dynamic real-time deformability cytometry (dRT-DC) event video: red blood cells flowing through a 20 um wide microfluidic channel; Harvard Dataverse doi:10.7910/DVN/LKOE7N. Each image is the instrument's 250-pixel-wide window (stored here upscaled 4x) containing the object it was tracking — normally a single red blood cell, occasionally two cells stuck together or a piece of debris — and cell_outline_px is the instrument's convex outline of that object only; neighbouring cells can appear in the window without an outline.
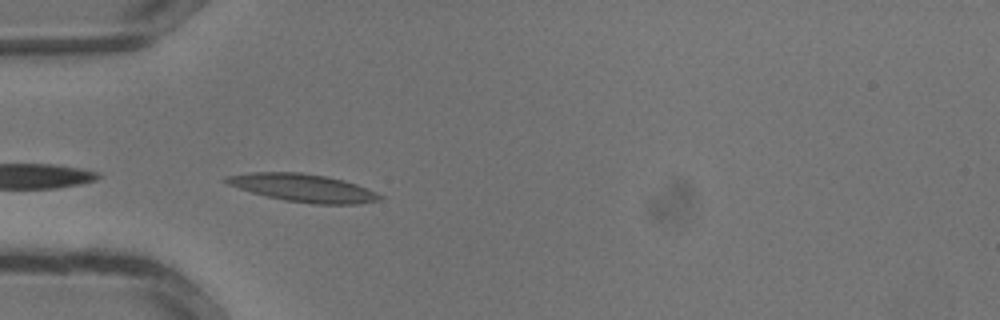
{"species": "common noctule bat (a hibernating species)", "species_latin": "Nyctalus noctula", "temperature_condition": "warm", "stored_images_in_passage": 21, "camera_frame_rate_fps": 3000, "um_per_image_px": 0.085, "animal": {"sex": "male", "body_mass_g": 13.3}, "frame": {"image": 1, "passage_image": 2, "time_ms": 0.333, "image_size_px": [1000, 320], "cell_outline_px": [[384, 196], [380, 200], [356, 204], [312, 204], [284, 200], [252, 192], [228, 184], [224, 180], [224, 176], [252, 172], [300, 172], [324, 176], [344, 180], [356, 184], [376, 192]], "centroid_in_image_um": [25.78, 15.97], "position_along_channel_um": 59.2, "area_um2": 24.74}}
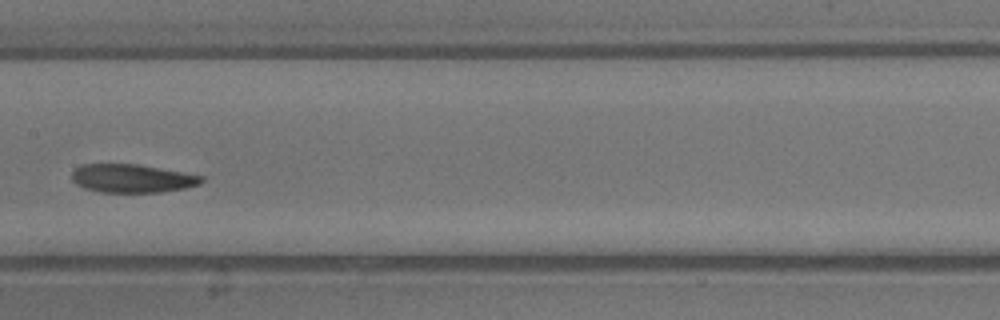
{"frame": {"image": 2, "passage_image": 9, "time_ms": 2.667, "image_size_px": [1000, 320], "cell_outline_px": [[204, 180], [200, 184], [184, 188], [160, 192], [100, 192], [84, 188], [76, 184], [72, 180], [72, 172], [76, 168], [84, 164], [136, 164], [204, 176]], "centroid_in_image_um": [11.21, 15.17], "position_along_channel_um": 196.2, "area_um2": 21.27}}
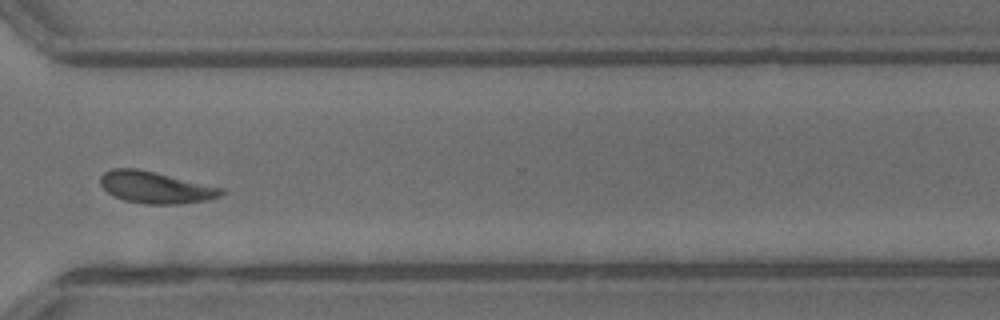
{"frame": {"image": 3, "passage_image": 17, "time_ms": 5.333, "image_size_px": [1000, 320], "cell_outline_px": [[224, 192], [220, 196], [212, 200], [180, 204], [144, 204], [124, 200], [108, 192], [100, 184], [100, 176], [104, 172], [112, 168], [136, 168], [224, 188]], "centroid_in_image_um": [13.24, 15.94], "position_along_channel_um": 357.4, "area_um2": 22.37}}